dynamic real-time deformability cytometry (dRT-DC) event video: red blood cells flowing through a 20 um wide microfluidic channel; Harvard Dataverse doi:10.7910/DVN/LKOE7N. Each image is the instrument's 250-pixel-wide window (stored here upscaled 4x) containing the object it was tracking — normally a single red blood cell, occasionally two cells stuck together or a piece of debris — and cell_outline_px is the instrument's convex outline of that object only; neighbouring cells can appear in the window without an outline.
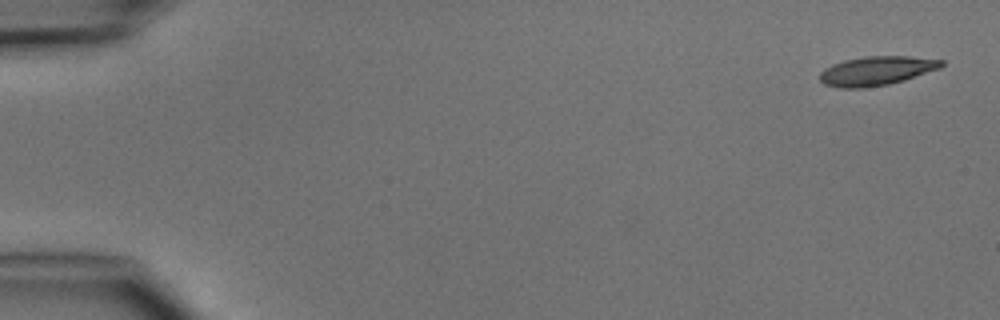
{"species": "common noctule bat (a hibernating species)", "species_latin": "Nyctalus noctula", "temperature_condition": "cold", "stored_images_in_passage": 5, "camera_frame_rate_fps": 3000, "um_per_image_px": 0.085, "animal": {"sex": "male", "body_mass_g": 15.6}, "frame": {"image": 1, "passage_image": 1, "time_ms": 0.0, "image_size_px": [1000, 320], "cell_outline_px": [[944, 64], [940, 68], [904, 80], [888, 84], [864, 88], [840, 88], [824, 84], [820, 80], [820, 72], [824, 68], [832, 64], [844, 60], [864, 56], [908, 56], [944, 60]], "centroid_in_image_um": [74.48, 6.01], "position_along_channel_um": 10.5, "area_um2": 20.63}}
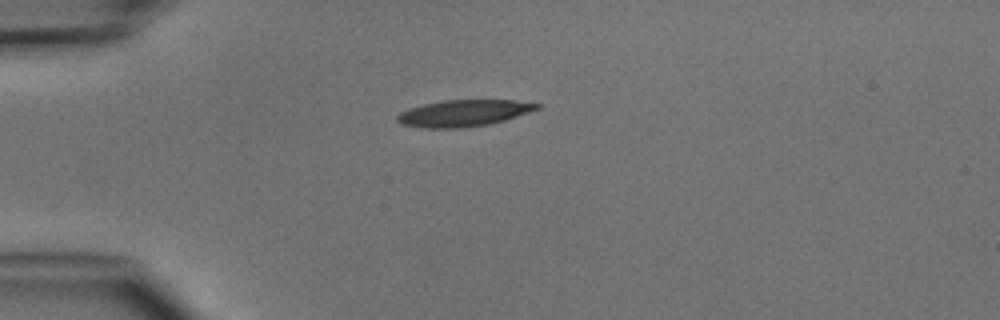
{"frame": {"image": 2, "passage_image": 4, "time_ms": 3.667, "image_size_px": [1000, 320], "cell_outline_px": [[540, 108], [504, 120], [488, 124], [464, 128], [420, 128], [400, 124], [396, 120], [396, 116], [400, 112], [408, 108], [424, 104], [444, 100], [512, 100], [540, 104]], "centroid_in_image_um": [39.34, 9.62], "position_along_channel_um": 45.7, "area_um2": 21.62}}